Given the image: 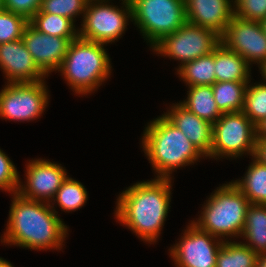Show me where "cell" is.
I'll list each match as a JSON object with an SVG mask.
<instances>
[{
	"mask_svg": "<svg viewBox=\"0 0 266 267\" xmlns=\"http://www.w3.org/2000/svg\"><path fill=\"white\" fill-rule=\"evenodd\" d=\"M172 180H143L119 193L113 213L117 222L146 244H156L170 211Z\"/></svg>",
	"mask_w": 266,
	"mask_h": 267,
	"instance_id": "obj_1",
	"label": "cell"
},
{
	"mask_svg": "<svg viewBox=\"0 0 266 267\" xmlns=\"http://www.w3.org/2000/svg\"><path fill=\"white\" fill-rule=\"evenodd\" d=\"M7 225L1 244L32 250H61L69 227L51 208L50 203L30 200L12 193Z\"/></svg>",
	"mask_w": 266,
	"mask_h": 267,
	"instance_id": "obj_2",
	"label": "cell"
},
{
	"mask_svg": "<svg viewBox=\"0 0 266 267\" xmlns=\"http://www.w3.org/2000/svg\"><path fill=\"white\" fill-rule=\"evenodd\" d=\"M147 124L140 144L155 178L174 179L172 173L177 169L207 159L163 114Z\"/></svg>",
	"mask_w": 266,
	"mask_h": 267,
	"instance_id": "obj_3",
	"label": "cell"
},
{
	"mask_svg": "<svg viewBox=\"0 0 266 267\" xmlns=\"http://www.w3.org/2000/svg\"><path fill=\"white\" fill-rule=\"evenodd\" d=\"M103 43L77 37L68 46L66 56L57 70L71 91L80 97L95 93L111 75V59Z\"/></svg>",
	"mask_w": 266,
	"mask_h": 267,
	"instance_id": "obj_4",
	"label": "cell"
},
{
	"mask_svg": "<svg viewBox=\"0 0 266 267\" xmlns=\"http://www.w3.org/2000/svg\"><path fill=\"white\" fill-rule=\"evenodd\" d=\"M205 202L199 217L191 222L222 241L240 238L250 205L243 193L232 182H226L217 187Z\"/></svg>",
	"mask_w": 266,
	"mask_h": 267,
	"instance_id": "obj_5",
	"label": "cell"
},
{
	"mask_svg": "<svg viewBox=\"0 0 266 267\" xmlns=\"http://www.w3.org/2000/svg\"><path fill=\"white\" fill-rule=\"evenodd\" d=\"M132 22L152 48L187 22L185 0H130Z\"/></svg>",
	"mask_w": 266,
	"mask_h": 267,
	"instance_id": "obj_6",
	"label": "cell"
},
{
	"mask_svg": "<svg viewBox=\"0 0 266 267\" xmlns=\"http://www.w3.org/2000/svg\"><path fill=\"white\" fill-rule=\"evenodd\" d=\"M110 1H88L81 27H78V37L107 46L125 34L127 25L133 20L130 0H122L120 7Z\"/></svg>",
	"mask_w": 266,
	"mask_h": 267,
	"instance_id": "obj_7",
	"label": "cell"
},
{
	"mask_svg": "<svg viewBox=\"0 0 266 267\" xmlns=\"http://www.w3.org/2000/svg\"><path fill=\"white\" fill-rule=\"evenodd\" d=\"M256 144V125L242 111L223 113L213 124L211 153L206 158L252 157Z\"/></svg>",
	"mask_w": 266,
	"mask_h": 267,
	"instance_id": "obj_8",
	"label": "cell"
},
{
	"mask_svg": "<svg viewBox=\"0 0 266 267\" xmlns=\"http://www.w3.org/2000/svg\"><path fill=\"white\" fill-rule=\"evenodd\" d=\"M220 43V35L215 31L186 22L151 49L158 56L179 61V67L175 68L177 71L185 63L209 55Z\"/></svg>",
	"mask_w": 266,
	"mask_h": 267,
	"instance_id": "obj_9",
	"label": "cell"
},
{
	"mask_svg": "<svg viewBox=\"0 0 266 267\" xmlns=\"http://www.w3.org/2000/svg\"><path fill=\"white\" fill-rule=\"evenodd\" d=\"M46 82L6 83L0 90V118L30 122L39 119L49 106Z\"/></svg>",
	"mask_w": 266,
	"mask_h": 267,
	"instance_id": "obj_10",
	"label": "cell"
},
{
	"mask_svg": "<svg viewBox=\"0 0 266 267\" xmlns=\"http://www.w3.org/2000/svg\"><path fill=\"white\" fill-rule=\"evenodd\" d=\"M181 235L179 242L169 249L176 267H216L217 254L224 241L200 230L192 222Z\"/></svg>",
	"mask_w": 266,
	"mask_h": 267,
	"instance_id": "obj_11",
	"label": "cell"
},
{
	"mask_svg": "<svg viewBox=\"0 0 266 267\" xmlns=\"http://www.w3.org/2000/svg\"><path fill=\"white\" fill-rule=\"evenodd\" d=\"M221 43L260 69L266 63V35L259 21L233 16L220 36Z\"/></svg>",
	"mask_w": 266,
	"mask_h": 267,
	"instance_id": "obj_12",
	"label": "cell"
},
{
	"mask_svg": "<svg viewBox=\"0 0 266 267\" xmlns=\"http://www.w3.org/2000/svg\"><path fill=\"white\" fill-rule=\"evenodd\" d=\"M25 166L26 182L20 178L17 193L26 199L50 203L68 176L65 167L43 158L28 160Z\"/></svg>",
	"mask_w": 266,
	"mask_h": 267,
	"instance_id": "obj_13",
	"label": "cell"
},
{
	"mask_svg": "<svg viewBox=\"0 0 266 267\" xmlns=\"http://www.w3.org/2000/svg\"><path fill=\"white\" fill-rule=\"evenodd\" d=\"M0 69L5 83L43 81L48 76L37 66L22 38L0 44Z\"/></svg>",
	"mask_w": 266,
	"mask_h": 267,
	"instance_id": "obj_14",
	"label": "cell"
},
{
	"mask_svg": "<svg viewBox=\"0 0 266 267\" xmlns=\"http://www.w3.org/2000/svg\"><path fill=\"white\" fill-rule=\"evenodd\" d=\"M22 41L47 76L60 68L70 44L67 38L40 33L30 24L24 29Z\"/></svg>",
	"mask_w": 266,
	"mask_h": 267,
	"instance_id": "obj_15",
	"label": "cell"
},
{
	"mask_svg": "<svg viewBox=\"0 0 266 267\" xmlns=\"http://www.w3.org/2000/svg\"><path fill=\"white\" fill-rule=\"evenodd\" d=\"M187 22L222 35L234 16V0H185Z\"/></svg>",
	"mask_w": 266,
	"mask_h": 267,
	"instance_id": "obj_16",
	"label": "cell"
},
{
	"mask_svg": "<svg viewBox=\"0 0 266 267\" xmlns=\"http://www.w3.org/2000/svg\"><path fill=\"white\" fill-rule=\"evenodd\" d=\"M163 115L207 157L212 148L213 124L189 111L180 102L172 103Z\"/></svg>",
	"mask_w": 266,
	"mask_h": 267,
	"instance_id": "obj_17",
	"label": "cell"
},
{
	"mask_svg": "<svg viewBox=\"0 0 266 267\" xmlns=\"http://www.w3.org/2000/svg\"><path fill=\"white\" fill-rule=\"evenodd\" d=\"M214 67L216 82L252 80V66L222 43L214 49Z\"/></svg>",
	"mask_w": 266,
	"mask_h": 267,
	"instance_id": "obj_18",
	"label": "cell"
},
{
	"mask_svg": "<svg viewBox=\"0 0 266 267\" xmlns=\"http://www.w3.org/2000/svg\"><path fill=\"white\" fill-rule=\"evenodd\" d=\"M240 238H244L240 242L257 255L266 253V205H249Z\"/></svg>",
	"mask_w": 266,
	"mask_h": 267,
	"instance_id": "obj_19",
	"label": "cell"
},
{
	"mask_svg": "<svg viewBox=\"0 0 266 267\" xmlns=\"http://www.w3.org/2000/svg\"><path fill=\"white\" fill-rule=\"evenodd\" d=\"M245 175L231 182L243 193L250 204L266 205V165L254 156Z\"/></svg>",
	"mask_w": 266,
	"mask_h": 267,
	"instance_id": "obj_20",
	"label": "cell"
},
{
	"mask_svg": "<svg viewBox=\"0 0 266 267\" xmlns=\"http://www.w3.org/2000/svg\"><path fill=\"white\" fill-rule=\"evenodd\" d=\"M187 88L186 99L179 102L201 119L214 124L222 116V113L215 102L212 86L200 85Z\"/></svg>",
	"mask_w": 266,
	"mask_h": 267,
	"instance_id": "obj_21",
	"label": "cell"
},
{
	"mask_svg": "<svg viewBox=\"0 0 266 267\" xmlns=\"http://www.w3.org/2000/svg\"><path fill=\"white\" fill-rule=\"evenodd\" d=\"M175 73L183 80L186 87L207 85L212 86L216 82L214 67V50L209 55L199 57L185 63Z\"/></svg>",
	"mask_w": 266,
	"mask_h": 267,
	"instance_id": "obj_22",
	"label": "cell"
},
{
	"mask_svg": "<svg viewBox=\"0 0 266 267\" xmlns=\"http://www.w3.org/2000/svg\"><path fill=\"white\" fill-rule=\"evenodd\" d=\"M248 83L249 81H223L212 85L215 102L222 114L243 110Z\"/></svg>",
	"mask_w": 266,
	"mask_h": 267,
	"instance_id": "obj_23",
	"label": "cell"
},
{
	"mask_svg": "<svg viewBox=\"0 0 266 267\" xmlns=\"http://www.w3.org/2000/svg\"><path fill=\"white\" fill-rule=\"evenodd\" d=\"M29 24L40 33L67 38L70 42L78 37L77 25L71 19L44 13L40 9L29 20Z\"/></svg>",
	"mask_w": 266,
	"mask_h": 267,
	"instance_id": "obj_24",
	"label": "cell"
},
{
	"mask_svg": "<svg viewBox=\"0 0 266 267\" xmlns=\"http://www.w3.org/2000/svg\"><path fill=\"white\" fill-rule=\"evenodd\" d=\"M87 200L88 192L85 186L68 175L57 190V193L54 199L50 202V205L58 215V211L55 209L56 205L59 206L61 211L69 213L72 211L75 212L78 209L80 210L85 206Z\"/></svg>",
	"mask_w": 266,
	"mask_h": 267,
	"instance_id": "obj_25",
	"label": "cell"
},
{
	"mask_svg": "<svg viewBox=\"0 0 266 267\" xmlns=\"http://www.w3.org/2000/svg\"><path fill=\"white\" fill-rule=\"evenodd\" d=\"M258 255L240 241H224L216 259V267H256Z\"/></svg>",
	"mask_w": 266,
	"mask_h": 267,
	"instance_id": "obj_26",
	"label": "cell"
},
{
	"mask_svg": "<svg viewBox=\"0 0 266 267\" xmlns=\"http://www.w3.org/2000/svg\"><path fill=\"white\" fill-rule=\"evenodd\" d=\"M250 83L251 80L246 88L242 112L257 125L266 118V82L261 80Z\"/></svg>",
	"mask_w": 266,
	"mask_h": 267,
	"instance_id": "obj_27",
	"label": "cell"
},
{
	"mask_svg": "<svg viewBox=\"0 0 266 267\" xmlns=\"http://www.w3.org/2000/svg\"><path fill=\"white\" fill-rule=\"evenodd\" d=\"M88 1L89 0H42L40 10L44 13L69 18L75 23L76 18L80 15L82 17L84 16Z\"/></svg>",
	"mask_w": 266,
	"mask_h": 267,
	"instance_id": "obj_28",
	"label": "cell"
},
{
	"mask_svg": "<svg viewBox=\"0 0 266 267\" xmlns=\"http://www.w3.org/2000/svg\"><path fill=\"white\" fill-rule=\"evenodd\" d=\"M28 24L29 20L19 14L5 9L0 11V44L21 39Z\"/></svg>",
	"mask_w": 266,
	"mask_h": 267,
	"instance_id": "obj_29",
	"label": "cell"
},
{
	"mask_svg": "<svg viewBox=\"0 0 266 267\" xmlns=\"http://www.w3.org/2000/svg\"><path fill=\"white\" fill-rule=\"evenodd\" d=\"M20 175L13 161L0 148V190L16 193L19 188Z\"/></svg>",
	"mask_w": 266,
	"mask_h": 267,
	"instance_id": "obj_30",
	"label": "cell"
},
{
	"mask_svg": "<svg viewBox=\"0 0 266 267\" xmlns=\"http://www.w3.org/2000/svg\"><path fill=\"white\" fill-rule=\"evenodd\" d=\"M234 15L261 22L266 19V0H234Z\"/></svg>",
	"mask_w": 266,
	"mask_h": 267,
	"instance_id": "obj_31",
	"label": "cell"
},
{
	"mask_svg": "<svg viewBox=\"0 0 266 267\" xmlns=\"http://www.w3.org/2000/svg\"><path fill=\"white\" fill-rule=\"evenodd\" d=\"M41 3L42 0H3V7L30 20L40 9Z\"/></svg>",
	"mask_w": 266,
	"mask_h": 267,
	"instance_id": "obj_32",
	"label": "cell"
},
{
	"mask_svg": "<svg viewBox=\"0 0 266 267\" xmlns=\"http://www.w3.org/2000/svg\"><path fill=\"white\" fill-rule=\"evenodd\" d=\"M254 157L266 165V141H257Z\"/></svg>",
	"mask_w": 266,
	"mask_h": 267,
	"instance_id": "obj_33",
	"label": "cell"
},
{
	"mask_svg": "<svg viewBox=\"0 0 266 267\" xmlns=\"http://www.w3.org/2000/svg\"><path fill=\"white\" fill-rule=\"evenodd\" d=\"M257 141H266V118L256 125Z\"/></svg>",
	"mask_w": 266,
	"mask_h": 267,
	"instance_id": "obj_34",
	"label": "cell"
},
{
	"mask_svg": "<svg viewBox=\"0 0 266 267\" xmlns=\"http://www.w3.org/2000/svg\"><path fill=\"white\" fill-rule=\"evenodd\" d=\"M256 267H266V253L258 255Z\"/></svg>",
	"mask_w": 266,
	"mask_h": 267,
	"instance_id": "obj_35",
	"label": "cell"
},
{
	"mask_svg": "<svg viewBox=\"0 0 266 267\" xmlns=\"http://www.w3.org/2000/svg\"><path fill=\"white\" fill-rule=\"evenodd\" d=\"M0 267H14L11 262L0 257Z\"/></svg>",
	"mask_w": 266,
	"mask_h": 267,
	"instance_id": "obj_36",
	"label": "cell"
},
{
	"mask_svg": "<svg viewBox=\"0 0 266 267\" xmlns=\"http://www.w3.org/2000/svg\"><path fill=\"white\" fill-rule=\"evenodd\" d=\"M262 80L266 82V63L259 69Z\"/></svg>",
	"mask_w": 266,
	"mask_h": 267,
	"instance_id": "obj_37",
	"label": "cell"
},
{
	"mask_svg": "<svg viewBox=\"0 0 266 267\" xmlns=\"http://www.w3.org/2000/svg\"><path fill=\"white\" fill-rule=\"evenodd\" d=\"M261 24H262L263 30L265 32V35H266V19L262 20Z\"/></svg>",
	"mask_w": 266,
	"mask_h": 267,
	"instance_id": "obj_38",
	"label": "cell"
},
{
	"mask_svg": "<svg viewBox=\"0 0 266 267\" xmlns=\"http://www.w3.org/2000/svg\"><path fill=\"white\" fill-rule=\"evenodd\" d=\"M4 9L3 7V0H0V11H2Z\"/></svg>",
	"mask_w": 266,
	"mask_h": 267,
	"instance_id": "obj_39",
	"label": "cell"
}]
</instances>
